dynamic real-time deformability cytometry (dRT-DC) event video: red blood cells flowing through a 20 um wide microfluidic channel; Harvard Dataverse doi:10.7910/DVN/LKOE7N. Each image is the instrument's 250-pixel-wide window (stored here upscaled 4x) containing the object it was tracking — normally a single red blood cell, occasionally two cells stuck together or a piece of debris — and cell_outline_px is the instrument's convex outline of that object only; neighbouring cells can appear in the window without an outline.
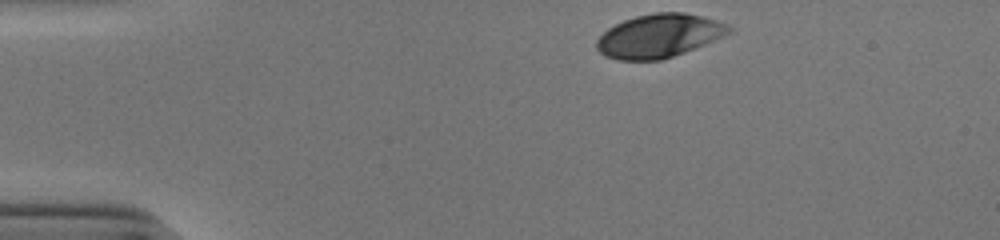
{"species": "human", "species_latin": "Homo sapiens", "temperature_condition": "cold", "stored_images_in_passage": 34, "camera_frame_rate_fps": 3000, "um_per_image_px": 0.085, "donor": {"sex": "male"}, "frame": {"image": 1, "passage_image": 1, "time_ms": 0.0, "image_size_px": [1000, 240], "cell_outline_px": [[732, 32], [724, 36], [684, 52], [660, 60], [620, 60], [604, 56], [596, 48], [596, 40], [608, 28], [624, 20], [636, 16], [656, 12], [684, 12], [716, 20], [728, 24], [732, 28]], "centroid_in_image_um": [56.01, 3.04], "position_along_channel_um": 29.0, "area_um2": 33.35}}
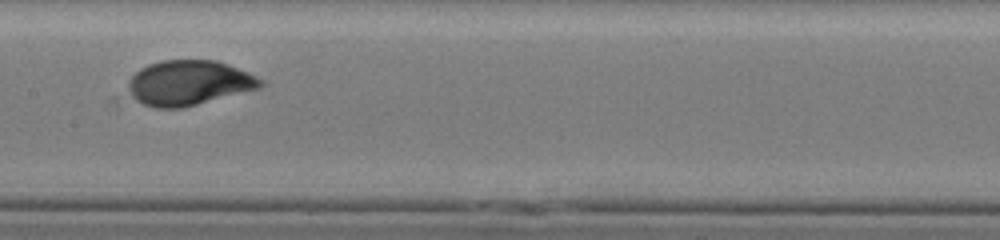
{"frame": {"image": 2, "passage_image": 19, "time_ms": 6.0, "image_size_px": [1000, 240], "cell_outline_px": [[268, 84], [260, 88], [184, 108], [156, 108], [144, 104], [136, 100], [132, 96], [128, 88], [128, 80], [140, 68], [148, 64], [160, 60], [216, 60], [248, 72], [264, 80]], "centroid_in_image_um": [16.08, 7.04], "position_along_channel_um": 191.3, "area_um2": 34.91}}
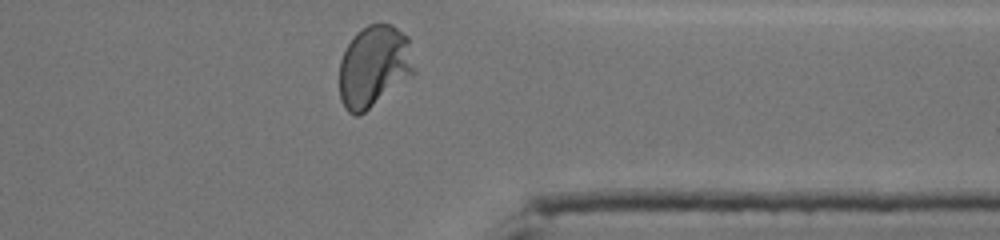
{"frame": {"image": 3, "passage_image": 34, "time_ms": 11.0, "image_size_px": [1000, 240], "cell_outline_px": [[416, 72], [412, 76], [360, 116], [356, 116], [348, 112], [344, 108], [340, 100], [340, 60], [352, 36], [356, 32], [368, 24], [392, 24], [408, 36], [416, 68]], "centroid_in_image_um": [31.8, 5.65], "position_along_channel_um": 379.6, "area_um2": 36.13}, "authors_computed_cell_mechanics": {"area_um2": 34.2465, "velocity_mm_per_s": 3.8676, "shape_relaxation_time_tau1_ms": 2.9137, "shape_relaxation_time_tau2_ms": null, "deformation_change_tau1": 0.1724, "deformation_change_tau2": null}}